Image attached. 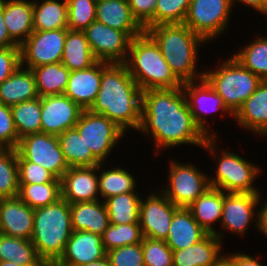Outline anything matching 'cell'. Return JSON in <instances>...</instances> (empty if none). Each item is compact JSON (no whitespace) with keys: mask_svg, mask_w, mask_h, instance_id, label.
<instances>
[{"mask_svg":"<svg viewBox=\"0 0 267 266\" xmlns=\"http://www.w3.org/2000/svg\"><path fill=\"white\" fill-rule=\"evenodd\" d=\"M86 39L97 61L124 63L132 38L123 31L92 22L85 30Z\"/></svg>","mask_w":267,"mask_h":266,"instance_id":"16","label":"cell"},{"mask_svg":"<svg viewBox=\"0 0 267 266\" xmlns=\"http://www.w3.org/2000/svg\"><path fill=\"white\" fill-rule=\"evenodd\" d=\"M107 257L111 266H144L142 243L111 249Z\"/></svg>","mask_w":267,"mask_h":266,"instance_id":"45","label":"cell"},{"mask_svg":"<svg viewBox=\"0 0 267 266\" xmlns=\"http://www.w3.org/2000/svg\"><path fill=\"white\" fill-rule=\"evenodd\" d=\"M267 17V0H265V19Z\"/></svg>","mask_w":267,"mask_h":266,"instance_id":"57","label":"cell"},{"mask_svg":"<svg viewBox=\"0 0 267 266\" xmlns=\"http://www.w3.org/2000/svg\"><path fill=\"white\" fill-rule=\"evenodd\" d=\"M219 62L215 63V68L204 69V78L223 99L226 108L235 115L263 80L233 56Z\"/></svg>","mask_w":267,"mask_h":266,"instance_id":"7","label":"cell"},{"mask_svg":"<svg viewBox=\"0 0 267 266\" xmlns=\"http://www.w3.org/2000/svg\"><path fill=\"white\" fill-rule=\"evenodd\" d=\"M38 97L34 74L22 65L0 84V102L6 106Z\"/></svg>","mask_w":267,"mask_h":266,"instance_id":"29","label":"cell"},{"mask_svg":"<svg viewBox=\"0 0 267 266\" xmlns=\"http://www.w3.org/2000/svg\"><path fill=\"white\" fill-rule=\"evenodd\" d=\"M96 0H67V28L73 31H84L96 21Z\"/></svg>","mask_w":267,"mask_h":266,"instance_id":"42","label":"cell"},{"mask_svg":"<svg viewBox=\"0 0 267 266\" xmlns=\"http://www.w3.org/2000/svg\"><path fill=\"white\" fill-rule=\"evenodd\" d=\"M179 208L157 188L146 197H142L139 207V226L143 237L165 241L174 213Z\"/></svg>","mask_w":267,"mask_h":266,"instance_id":"15","label":"cell"},{"mask_svg":"<svg viewBox=\"0 0 267 266\" xmlns=\"http://www.w3.org/2000/svg\"><path fill=\"white\" fill-rule=\"evenodd\" d=\"M66 35L67 28L47 31L34 30L19 46L21 65L31 69L61 62Z\"/></svg>","mask_w":267,"mask_h":266,"instance_id":"14","label":"cell"},{"mask_svg":"<svg viewBox=\"0 0 267 266\" xmlns=\"http://www.w3.org/2000/svg\"><path fill=\"white\" fill-rule=\"evenodd\" d=\"M70 212L73 231H87L102 236L110 225L102 200L71 203Z\"/></svg>","mask_w":267,"mask_h":266,"instance_id":"26","label":"cell"},{"mask_svg":"<svg viewBox=\"0 0 267 266\" xmlns=\"http://www.w3.org/2000/svg\"><path fill=\"white\" fill-rule=\"evenodd\" d=\"M187 209L206 232L216 235L217 228L214 226H216V223L220 224L221 222L223 191L210 187L192 202Z\"/></svg>","mask_w":267,"mask_h":266,"instance_id":"30","label":"cell"},{"mask_svg":"<svg viewBox=\"0 0 267 266\" xmlns=\"http://www.w3.org/2000/svg\"><path fill=\"white\" fill-rule=\"evenodd\" d=\"M145 31L157 43L165 61L183 83L204 77V71L198 68L199 52L208 43L200 35L184 23L155 25Z\"/></svg>","mask_w":267,"mask_h":266,"instance_id":"3","label":"cell"},{"mask_svg":"<svg viewBox=\"0 0 267 266\" xmlns=\"http://www.w3.org/2000/svg\"><path fill=\"white\" fill-rule=\"evenodd\" d=\"M106 255L101 235L73 231L63 255L53 266H81L102 259Z\"/></svg>","mask_w":267,"mask_h":266,"instance_id":"19","label":"cell"},{"mask_svg":"<svg viewBox=\"0 0 267 266\" xmlns=\"http://www.w3.org/2000/svg\"><path fill=\"white\" fill-rule=\"evenodd\" d=\"M4 23L20 46L34 31L33 0H3Z\"/></svg>","mask_w":267,"mask_h":266,"instance_id":"27","label":"cell"},{"mask_svg":"<svg viewBox=\"0 0 267 266\" xmlns=\"http://www.w3.org/2000/svg\"><path fill=\"white\" fill-rule=\"evenodd\" d=\"M17 160H27L41 165L57 179L70 168L61 151L57 135L34 133L19 139Z\"/></svg>","mask_w":267,"mask_h":266,"instance_id":"12","label":"cell"},{"mask_svg":"<svg viewBox=\"0 0 267 266\" xmlns=\"http://www.w3.org/2000/svg\"><path fill=\"white\" fill-rule=\"evenodd\" d=\"M18 138L41 132V97L11 106Z\"/></svg>","mask_w":267,"mask_h":266,"instance_id":"38","label":"cell"},{"mask_svg":"<svg viewBox=\"0 0 267 266\" xmlns=\"http://www.w3.org/2000/svg\"><path fill=\"white\" fill-rule=\"evenodd\" d=\"M232 10L230 0H191L184 24L210 44L228 32Z\"/></svg>","mask_w":267,"mask_h":266,"instance_id":"9","label":"cell"},{"mask_svg":"<svg viewBox=\"0 0 267 266\" xmlns=\"http://www.w3.org/2000/svg\"><path fill=\"white\" fill-rule=\"evenodd\" d=\"M41 132L59 135L74 128L84 109L67 96L41 97Z\"/></svg>","mask_w":267,"mask_h":266,"instance_id":"17","label":"cell"},{"mask_svg":"<svg viewBox=\"0 0 267 266\" xmlns=\"http://www.w3.org/2000/svg\"><path fill=\"white\" fill-rule=\"evenodd\" d=\"M96 21L126 32L132 39L145 31L132 15L128 0L97 1Z\"/></svg>","mask_w":267,"mask_h":266,"instance_id":"24","label":"cell"},{"mask_svg":"<svg viewBox=\"0 0 267 266\" xmlns=\"http://www.w3.org/2000/svg\"><path fill=\"white\" fill-rule=\"evenodd\" d=\"M102 61H97L88 69L70 71L64 95L88 110L94 103L100 89Z\"/></svg>","mask_w":267,"mask_h":266,"instance_id":"23","label":"cell"},{"mask_svg":"<svg viewBox=\"0 0 267 266\" xmlns=\"http://www.w3.org/2000/svg\"><path fill=\"white\" fill-rule=\"evenodd\" d=\"M138 132L153 139L155 156L183 145L202 148L208 138L195 124L182 88L143 91Z\"/></svg>","mask_w":267,"mask_h":266,"instance_id":"1","label":"cell"},{"mask_svg":"<svg viewBox=\"0 0 267 266\" xmlns=\"http://www.w3.org/2000/svg\"><path fill=\"white\" fill-rule=\"evenodd\" d=\"M96 62L84 31L67 28L61 63L70 71H75L88 69Z\"/></svg>","mask_w":267,"mask_h":266,"instance_id":"32","label":"cell"},{"mask_svg":"<svg viewBox=\"0 0 267 266\" xmlns=\"http://www.w3.org/2000/svg\"><path fill=\"white\" fill-rule=\"evenodd\" d=\"M144 266H173V251L163 240L143 237Z\"/></svg>","mask_w":267,"mask_h":266,"instance_id":"44","label":"cell"},{"mask_svg":"<svg viewBox=\"0 0 267 266\" xmlns=\"http://www.w3.org/2000/svg\"><path fill=\"white\" fill-rule=\"evenodd\" d=\"M248 44L232 56L262 80L267 79V35L256 34Z\"/></svg>","mask_w":267,"mask_h":266,"instance_id":"37","label":"cell"},{"mask_svg":"<svg viewBox=\"0 0 267 266\" xmlns=\"http://www.w3.org/2000/svg\"><path fill=\"white\" fill-rule=\"evenodd\" d=\"M225 253V260L231 265V266H264L262 262H260V257L258 256H251L247 253L243 252H231V253Z\"/></svg>","mask_w":267,"mask_h":266,"instance_id":"50","label":"cell"},{"mask_svg":"<svg viewBox=\"0 0 267 266\" xmlns=\"http://www.w3.org/2000/svg\"><path fill=\"white\" fill-rule=\"evenodd\" d=\"M106 164L107 162L98 165V187L102 201L123 193L139 192L138 179L135 178L136 175H132L133 172L122 165L117 164L115 167L111 165L109 168Z\"/></svg>","mask_w":267,"mask_h":266,"instance_id":"28","label":"cell"},{"mask_svg":"<svg viewBox=\"0 0 267 266\" xmlns=\"http://www.w3.org/2000/svg\"><path fill=\"white\" fill-rule=\"evenodd\" d=\"M67 13V0H33L34 30L47 31L67 28Z\"/></svg>","mask_w":267,"mask_h":266,"instance_id":"31","label":"cell"},{"mask_svg":"<svg viewBox=\"0 0 267 266\" xmlns=\"http://www.w3.org/2000/svg\"><path fill=\"white\" fill-rule=\"evenodd\" d=\"M72 233L70 204L64 199L34 209L31 242L46 266H53L60 259Z\"/></svg>","mask_w":267,"mask_h":266,"instance_id":"5","label":"cell"},{"mask_svg":"<svg viewBox=\"0 0 267 266\" xmlns=\"http://www.w3.org/2000/svg\"><path fill=\"white\" fill-rule=\"evenodd\" d=\"M142 90L123 63L102 61L100 89L92 106V113L112 120L126 134L138 132L141 125Z\"/></svg>","mask_w":267,"mask_h":266,"instance_id":"2","label":"cell"},{"mask_svg":"<svg viewBox=\"0 0 267 266\" xmlns=\"http://www.w3.org/2000/svg\"><path fill=\"white\" fill-rule=\"evenodd\" d=\"M18 192L17 150L0 148V198L17 197Z\"/></svg>","mask_w":267,"mask_h":266,"instance_id":"40","label":"cell"},{"mask_svg":"<svg viewBox=\"0 0 267 266\" xmlns=\"http://www.w3.org/2000/svg\"><path fill=\"white\" fill-rule=\"evenodd\" d=\"M191 0H157L155 25L184 23Z\"/></svg>","mask_w":267,"mask_h":266,"instance_id":"43","label":"cell"},{"mask_svg":"<svg viewBox=\"0 0 267 266\" xmlns=\"http://www.w3.org/2000/svg\"><path fill=\"white\" fill-rule=\"evenodd\" d=\"M21 65L20 47L0 48V84Z\"/></svg>","mask_w":267,"mask_h":266,"instance_id":"49","label":"cell"},{"mask_svg":"<svg viewBox=\"0 0 267 266\" xmlns=\"http://www.w3.org/2000/svg\"><path fill=\"white\" fill-rule=\"evenodd\" d=\"M230 2L233 9L236 8L238 4H244V6L252 8L255 13L258 12L259 15L265 16V0H230Z\"/></svg>","mask_w":267,"mask_h":266,"instance_id":"53","label":"cell"},{"mask_svg":"<svg viewBox=\"0 0 267 266\" xmlns=\"http://www.w3.org/2000/svg\"><path fill=\"white\" fill-rule=\"evenodd\" d=\"M81 266H111V263L107 257V255L102 258V259H99L97 261H93L91 263H88V264H84V265H81Z\"/></svg>","mask_w":267,"mask_h":266,"instance_id":"54","label":"cell"},{"mask_svg":"<svg viewBox=\"0 0 267 266\" xmlns=\"http://www.w3.org/2000/svg\"><path fill=\"white\" fill-rule=\"evenodd\" d=\"M132 15L146 30L155 26L157 0H128Z\"/></svg>","mask_w":267,"mask_h":266,"instance_id":"48","label":"cell"},{"mask_svg":"<svg viewBox=\"0 0 267 266\" xmlns=\"http://www.w3.org/2000/svg\"><path fill=\"white\" fill-rule=\"evenodd\" d=\"M123 64L142 92L183 86V82L165 61L157 43L146 31L131 40Z\"/></svg>","mask_w":267,"mask_h":266,"instance_id":"4","label":"cell"},{"mask_svg":"<svg viewBox=\"0 0 267 266\" xmlns=\"http://www.w3.org/2000/svg\"><path fill=\"white\" fill-rule=\"evenodd\" d=\"M18 197L32 209L53 204L61 199V182L19 183Z\"/></svg>","mask_w":267,"mask_h":266,"instance_id":"39","label":"cell"},{"mask_svg":"<svg viewBox=\"0 0 267 266\" xmlns=\"http://www.w3.org/2000/svg\"><path fill=\"white\" fill-rule=\"evenodd\" d=\"M74 128L101 163H106L107 159H110L109 156L115 151L113 149H116L119 141L126 135L108 117L89 110H83Z\"/></svg>","mask_w":267,"mask_h":266,"instance_id":"10","label":"cell"},{"mask_svg":"<svg viewBox=\"0 0 267 266\" xmlns=\"http://www.w3.org/2000/svg\"><path fill=\"white\" fill-rule=\"evenodd\" d=\"M219 266H231L226 260H224Z\"/></svg>","mask_w":267,"mask_h":266,"instance_id":"56","label":"cell"},{"mask_svg":"<svg viewBox=\"0 0 267 266\" xmlns=\"http://www.w3.org/2000/svg\"><path fill=\"white\" fill-rule=\"evenodd\" d=\"M233 120L239 128L249 134L267 136V80H263L256 91L244 101Z\"/></svg>","mask_w":267,"mask_h":266,"instance_id":"22","label":"cell"},{"mask_svg":"<svg viewBox=\"0 0 267 266\" xmlns=\"http://www.w3.org/2000/svg\"><path fill=\"white\" fill-rule=\"evenodd\" d=\"M195 124L207 137H218V131L212 130L208 115L223 113L233 119L234 115L226 108L223 99L203 77L195 81L184 82L181 87ZM219 111V112H218ZM225 114V115H224Z\"/></svg>","mask_w":267,"mask_h":266,"instance_id":"13","label":"cell"},{"mask_svg":"<svg viewBox=\"0 0 267 266\" xmlns=\"http://www.w3.org/2000/svg\"><path fill=\"white\" fill-rule=\"evenodd\" d=\"M19 183L41 184L61 182L41 165L27 160H17Z\"/></svg>","mask_w":267,"mask_h":266,"instance_id":"46","label":"cell"},{"mask_svg":"<svg viewBox=\"0 0 267 266\" xmlns=\"http://www.w3.org/2000/svg\"><path fill=\"white\" fill-rule=\"evenodd\" d=\"M263 200L258 205L257 231L267 238V199Z\"/></svg>","mask_w":267,"mask_h":266,"instance_id":"52","label":"cell"},{"mask_svg":"<svg viewBox=\"0 0 267 266\" xmlns=\"http://www.w3.org/2000/svg\"><path fill=\"white\" fill-rule=\"evenodd\" d=\"M19 47V45L10 37L8 28L4 23L3 0H0V48Z\"/></svg>","mask_w":267,"mask_h":266,"instance_id":"51","label":"cell"},{"mask_svg":"<svg viewBox=\"0 0 267 266\" xmlns=\"http://www.w3.org/2000/svg\"><path fill=\"white\" fill-rule=\"evenodd\" d=\"M168 164L167 184L158 188L173 204L187 208L210 187L209 175L189 160V163L171 158ZM200 169V170H199Z\"/></svg>","mask_w":267,"mask_h":266,"instance_id":"8","label":"cell"},{"mask_svg":"<svg viewBox=\"0 0 267 266\" xmlns=\"http://www.w3.org/2000/svg\"><path fill=\"white\" fill-rule=\"evenodd\" d=\"M57 137L69 167L98 166L101 163L75 128L67 129Z\"/></svg>","mask_w":267,"mask_h":266,"instance_id":"34","label":"cell"},{"mask_svg":"<svg viewBox=\"0 0 267 266\" xmlns=\"http://www.w3.org/2000/svg\"><path fill=\"white\" fill-rule=\"evenodd\" d=\"M143 234L139 223L110 224L102 235V243L106 252L126 245L142 243Z\"/></svg>","mask_w":267,"mask_h":266,"instance_id":"41","label":"cell"},{"mask_svg":"<svg viewBox=\"0 0 267 266\" xmlns=\"http://www.w3.org/2000/svg\"><path fill=\"white\" fill-rule=\"evenodd\" d=\"M224 243L212 233L188 248L173 251V266H219L225 260Z\"/></svg>","mask_w":267,"mask_h":266,"instance_id":"21","label":"cell"},{"mask_svg":"<svg viewBox=\"0 0 267 266\" xmlns=\"http://www.w3.org/2000/svg\"><path fill=\"white\" fill-rule=\"evenodd\" d=\"M207 234L191 212L185 207H180L174 213L165 242L172 251H177L199 242Z\"/></svg>","mask_w":267,"mask_h":266,"instance_id":"25","label":"cell"},{"mask_svg":"<svg viewBox=\"0 0 267 266\" xmlns=\"http://www.w3.org/2000/svg\"><path fill=\"white\" fill-rule=\"evenodd\" d=\"M0 261H12L21 266H46L38 257L31 240L0 233Z\"/></svg>","mask_w":267,"mask_h":266,"instance_id":"35","label":"cell"},{"mask_svg":"<svg viewBox=\"0 0 267 266\" xmlns=\"http://www.w3.org/2000/svg\"><path fill=\"white\" fill-rule=\"evenodd\" d=\"M138 193H123L104 200L110 224L139 223V207L142 195Z\"/></svg>","mask_w":267,"mask_h":266,"instance_id":"36","label":"cell"},{"mask_svg":"<svg viewBox=\"0 0 267 266\" xmlns=\"http://www.w3.org/2000/svg\"><path fill=\"white\" fill-rule=\"evenodd\" d=\"M60 181L61 198L69 204L100 200L98 166L70 167Z\"/></svg>","mask_w":267,"mask_h":266,"instance_id":"18","label":"cell"},{"mask_svg":"<svg viewBox=\"0 0 267 266\" xmlns=\"http://www.w3.org/2000/svg\"><path fill=\"white\" fill-rule=\"evenodd\" d=\"M34 227V209L18 196L0 198V233L31 240Z\"/></svg>","mask_w":267,"mask_h":266,"instance_id":"20","label":"cell"},{"mask_svg":"<svg viewBox=\"0 0 267 266\" xmlns=\"http://www.w3.org/2000/svg\"><path fill=\"white\" fill-rule=\"evenodd\" d=\"M220 141L218 137H208L201 148L214 158L215 175L209 176L211 187L227 193H261L255 185L256 179L261 176L259 165L228 148L220 149Z\"/></svg>","mask_w":267,"mask_h":266,"instance_id":"6","label":"cell"},{"mask_svg":"<svg viewBox=\"0 0 267 266\" xmlns=\"http://www.w3.org/2000/svg\"><path fill=\"white\" fill-rule=\"evenodd\" d=\"M18 143L11 107L0 102V148L16 149Z\"/></svg>","mask_w":267,"mask_h":266,"instance_id":"47","label":"cell"},{"mask_svg":"<svg viewBox=\"0 0 267 266\" xmlns=\"http://www.w3.org/2000/svg\"><path fill=\"white\" fill-rule=\"evenodd\" d=\"M39 97L63 95L70 77V70L61 62L31 68Z\"/></svg>","mask_w":267,"mask_h":266,"instance_id":"33","label":"cell"},{"mask_svg":"<svg viewBox=\"0 0 267 266\" xmlns=\"http://www.w3.org/2000/svg\"><path fill=\"white\" fill-rule=\"evenodd\" d=\"M262 197L264 196L261 193H227L223 191V211L219 224L221 230H216V236L224 242L225 237L228 236L226 234L230 232L244 238V235L248 233V227H254L257 230V206Z\"/></svg>","mask_w":267,"mask_h":266,"instance_id":"11","label":"cell"},{"mask_svg":"<svg viewBox=\"0 0 267 266\" xmlns=\"http://www.w3.org/2000/svg\"><path fill=\"white\" fill-rule=\"evenodd\" d=\"M0 266H21L12 261H0Z\"/></svg>","mask_w":267,"mask_h":266,"instance_id":"55","label":"cell"}]
</instances>
